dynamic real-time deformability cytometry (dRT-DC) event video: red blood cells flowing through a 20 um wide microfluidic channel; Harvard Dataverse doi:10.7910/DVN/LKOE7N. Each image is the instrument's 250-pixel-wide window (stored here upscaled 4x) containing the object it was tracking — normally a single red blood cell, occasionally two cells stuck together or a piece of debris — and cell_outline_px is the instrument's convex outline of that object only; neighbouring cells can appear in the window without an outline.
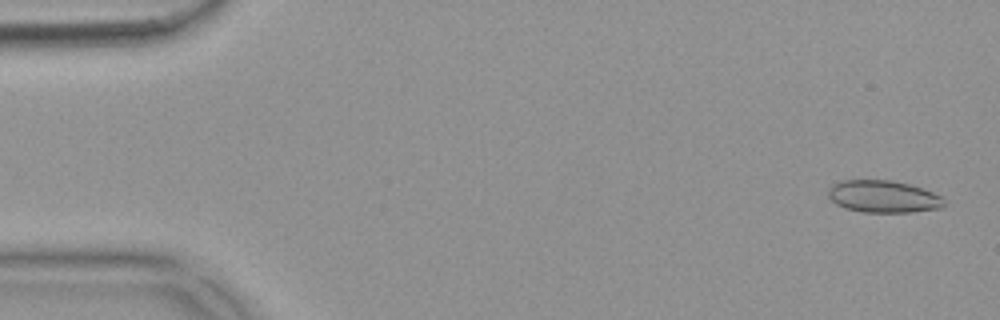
{"species": "common noctule bat (a hibernating species)", "species_latin": "Nyctalus noctula", "temperature_condition": "warm", "stored_images_in_passage": 54, "camera_frame_rate_fps": 3000, "um_per_image_px": 0.085, "animal": {"sex": "female", "body_mass_g": 18.4}, "frame": {"image": 1, "passage_image": 2, "time_ms": 0.333, "image_size_px": [1000, 320], "cell_outline_px": [[944, 208], [912, 212], [860, 212], [844, 208], [836, 204], [828, 196], [828, 188], [832, 184], [840, 180], [892, 180], [908, 184], [932, 192], [940, 196], [944, 200]], "centroid_in_image_um": [75.05, 16.71], "position_along_channel_um": 10.0, "area_um2": 21.85}}
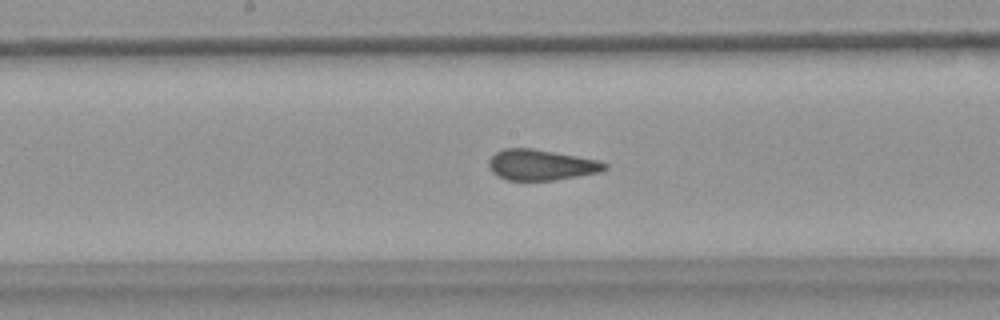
{"frame": {"image": 2, "passage_image": 28, "time_ms": 9.0, "image_size_px": [1000, 320], "cell_outline_px": [[608, 168], [600, 172], [552, 180], [508, 180], [492, 172], [488, 168], [488, 160], [496, 152], [504, 148], [532, 148], [600, 160], [608, 164]], "centroid_in_image_um": [46.0, 14.0], "position_along_channel_um": 202.2, "area_um2": 20.69}}
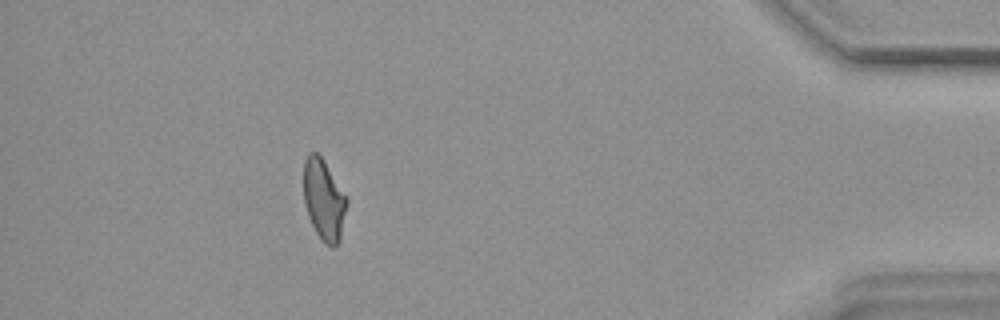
{"frame": {"image": 3, "passage_image": 49, "time_ms": 16.0, "image_size_px": [1000, 320], "cell_outline_px": [[348, 200], [340, 240], [336, 248], [332, 248], [324, 244], [320, 240], [308, 216], [304, 204], [304, 160], [308, 152], [316, 152], [324, 160]], "centroid_in_image_um": [27.52, 17.02], "position_along_channel_um": 407.7, "area_um2": 20.46}, "authors_computed_cell_mechanics": {"area_um2": 21.2126, "velocity_mm_per_s": 3.6949, "shape_relaxation_time_tau1_ms": null, "shape_relaxation_time_tau2_ms": 0.346, "deformation_change_tau1": null, "deformation_change_tau2": 0.0433}}